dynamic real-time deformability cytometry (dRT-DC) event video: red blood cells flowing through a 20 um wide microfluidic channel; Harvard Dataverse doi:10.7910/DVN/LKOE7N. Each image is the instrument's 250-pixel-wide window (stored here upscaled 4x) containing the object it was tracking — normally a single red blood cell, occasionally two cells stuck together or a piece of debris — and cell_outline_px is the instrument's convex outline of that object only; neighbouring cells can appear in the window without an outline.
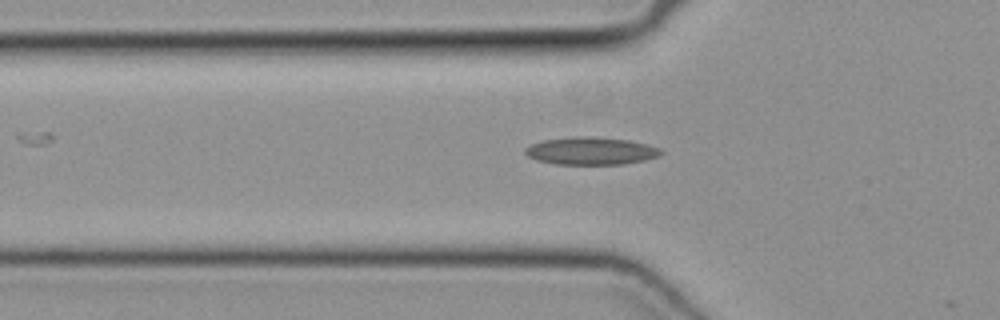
{"species": "common noctule bat (a hibernating species)", "species_latin": "Nyctalus noctula", "temperature_condition": "cold", "stored_images_in_passage": 35, "camera_frame_rate_fps": 3000, "um_per_image_px": 0.085, "animal": {"sex": "female", "body_mass_g": 19.3, "forearm_length_mm": 54.1}, "frame": {"image": 1, "passage_image": 7, "time_ms": 2.0, "image_size_px": [1000, 320], "cell_outline_px": [[664, 152], [660, 156], [644, 160], [624, 164], [552, 164], [536, 160], [528, 156], [524, 152], [524, 148], [532, 144], [544, 140], [628, 140], [660, 148]], "centroid_in_image_um": [50.25, 12.91], "position_along_channel_um": 75.5, "area_um2": 20.4}}
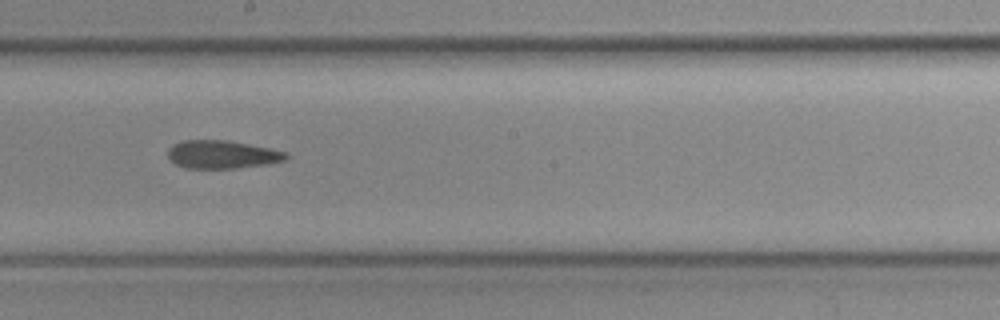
{"frame": {"image": 2, "passage_image": 18, "time_ms": 5.667, "image_size_px": [1000, 320], "cell_outline_px": [[288, 156], [284, 160], [268, 164], [236, 168], [184, 168], [176, 164], [168, 156], [168, 148], [172, 144], [184, 140], [228, 140], [268, 148], [284, 152]], "centroid_in_image_um": [18.83, 13.13], "position_along_channel_um": 229.4, "area_um2": 19.19}}
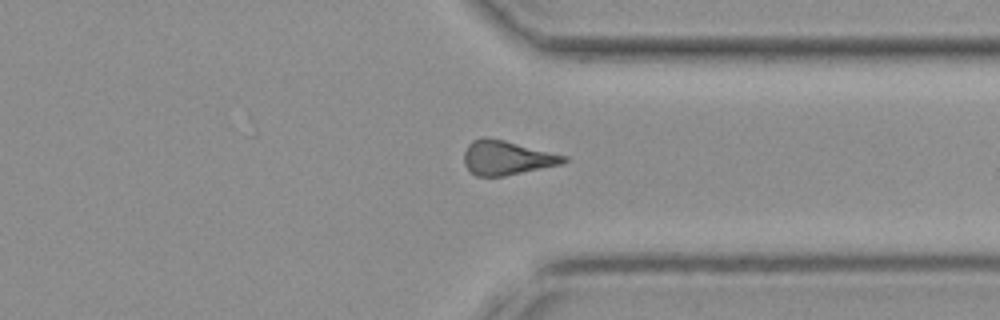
{"frame": {"image": 3, "passage_image": 28, "time_ms": 9.0, "image_size_px": [1000, 320], "cell_outline_px": [[568, 160], [560, 164], [504, 176], [476, 176], [464, 164], [464, 152], [468, 144], [472, 140], [480, 136], [484, 136], [504, 140], [568, 156]], "centroid_in_image_um": [43.04, 13.39], "position_along_channel_um": 368.4, "area_um2": 19.83}}